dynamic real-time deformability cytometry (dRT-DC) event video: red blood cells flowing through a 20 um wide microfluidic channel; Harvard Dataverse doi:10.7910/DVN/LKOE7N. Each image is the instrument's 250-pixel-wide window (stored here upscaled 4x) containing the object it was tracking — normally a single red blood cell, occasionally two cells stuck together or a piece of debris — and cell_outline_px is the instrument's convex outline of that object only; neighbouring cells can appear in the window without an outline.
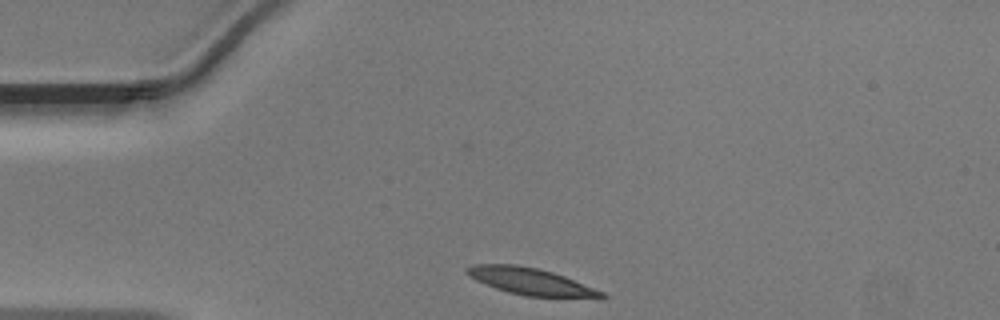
{"species": "Egyptian fruit bat (a non-hibernating species)", "species_latin": "Rousettus aegyptiacus", "temperature_condition": "warm", "stored_images_in_passage": 30, "camera_frame_rate_fps": 3000, "um_per_image_px": 0.085, "animal": {"sex": "male"}, "frame": {"image": 1, "passage_image": 1, "time_ms": 0.0, "image_size_px": [1000, 320], "cell_outline_px": [[608, 296], [604, 300], [600, 300], [524, 296], [508, 292], [496, 288], [476, 280], [468, 276], [464, 272], [464, 268], [476, 264], [516, 264], [536, 268], [552, 272], [564, 276], [604, 292]], "centroid_in_image_um": [45.22, 23.97], "position_along_channel_um": 39.8, "area_um2": 21.73}}
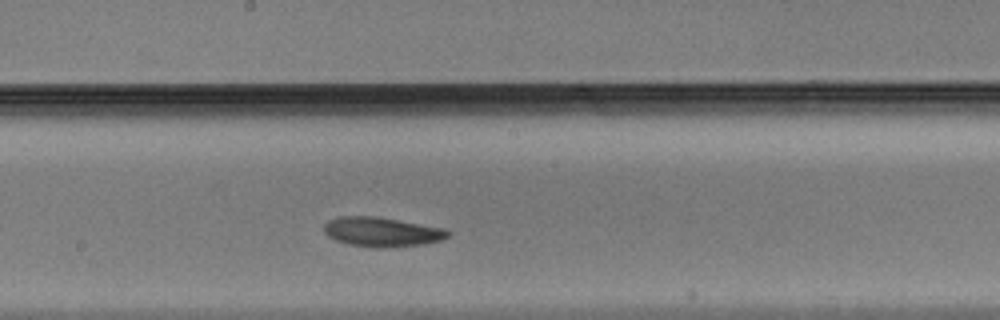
{"frame": {"image": 2, "passage_image": 16, "time_ms": 5.0, "image_size_px": [1000, 320], "cell_outline_px": [[452, 232], [448, 236], [440, 240], [424, 244], [384, 248], [376, 248], [348, 244], [336, 240], [328, 236], [324, 232], [324, 224], [328, 220], [340, 216], [376, 216], [444, 228]], "centroid_in_image_um": [32.45, 19.71], "position_along_channel_um": 215.8, "area_um2": 21.33}}
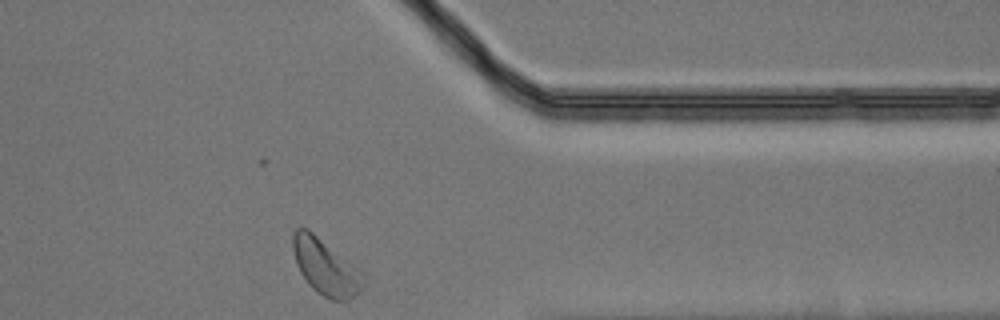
{"frame": {"image": 3, "passage_image": 29, "time_ms": 9.333, "image_size_px": [1000, 320], "cell_outline_px": [[364, 276], [360, 292], [344, 300], [332, 300], [316, 292], [308, 284], [300, 272], [296, 264], [292, 248], [292, 232], [296, 228], [308, 228], [352, 264]], "centroid_in_image_um": [27.6, 22.67], "position_along_channel_um": 383.8, "area_um2": 22.48}}